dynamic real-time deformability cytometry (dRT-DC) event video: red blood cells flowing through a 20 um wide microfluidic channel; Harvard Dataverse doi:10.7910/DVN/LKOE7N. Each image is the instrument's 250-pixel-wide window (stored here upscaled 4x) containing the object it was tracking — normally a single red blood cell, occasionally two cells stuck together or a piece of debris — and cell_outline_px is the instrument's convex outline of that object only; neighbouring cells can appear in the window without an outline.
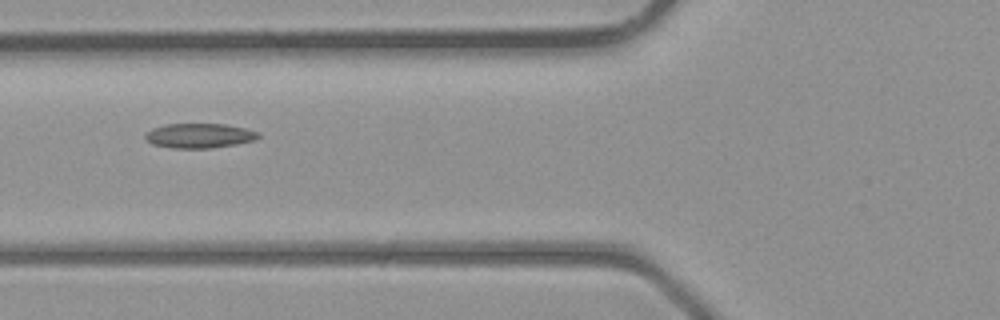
{"species": "common noctule bat (a hibernating species)", "species_latin": "Nyctalus noctula", "temperature_condition": "room temperature", "stored_images_in_passage": 6, "camera_frame_rate_fps": 3000, "um_per_image_px": 0.085, "animal": {"sex": "male", "body_mass_g": 23.1, "forearm_length_mm": 52.7}, "frame": {"image": 1, "passage_image": 5, "time_ms": 5.333, "image_size_px": [1000, 320], "cell_outline_px": [[260, 136], [256, 140], [236, 144], [208, 148], [172, 148], [152, 144], [144, 136], [152, 128], [164, 124], [224, 124], [244, 128], [260, 132]], "centroid_in_image_um": [16.96, 11.53], "position_along_channel_um": 108.8, "area_um2": 16.18}}
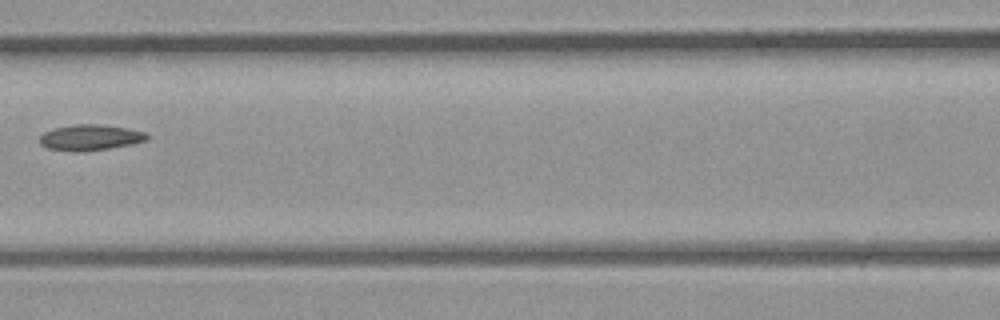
{"frame": {"image": 2, "passage_image": 6, "time_ms": 6.333, "image_size_px": [1000, 320], "cell_outline_px": [[148, 140], [132, 144], [108, 148], [80, 152], [76, 152], [48, 148], [40, 144], [40, 136], [44, 132], [52, 128], [76, 124], [100, 124], [128, 128], [144, 132], [148, 136]], "centroid_in_image_um": [7.65, 11.68], "position_along_channel_um": 158.9, "area_um2": 16.13}}